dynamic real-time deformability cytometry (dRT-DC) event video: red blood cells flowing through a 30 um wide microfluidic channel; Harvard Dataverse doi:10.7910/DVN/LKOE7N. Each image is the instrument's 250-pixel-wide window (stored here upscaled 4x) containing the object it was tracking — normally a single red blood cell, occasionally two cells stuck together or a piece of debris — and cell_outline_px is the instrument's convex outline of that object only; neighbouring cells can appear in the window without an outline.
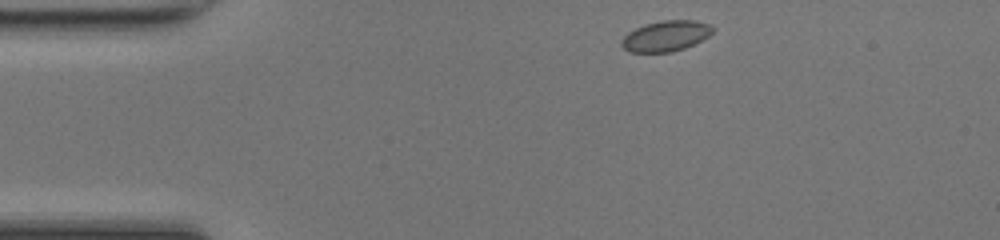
{"species": "common noctule bat (a hibernating species)", "species_latin": "Nyctalus noctula", "temperature_condition": "room temperature", "stored_images_in_passage": 41, "camera_frame_rate_fps": 3000, "um_per_image_px": 0.085, "animal": {"sex": "female", "body_mass_g": 17.0, "forearm_length_mm": 48.0}, "frame": {"image": 1, "passage_image": 1, "time_ms": 0.0, "image_size_px": [1000, 240], "cell_outline_px": [[716, 28], [708, 36], [684, 48], [672, 52], [628, 52], [620, 44], [620, 40], [628, 32], [644, 24], [664, 20], [696, 20], [708, 24]], "centroid_in_image_um": [56.57, 3.05], "position_along_channel_um": 28.4, "area_um2": 16.24}}
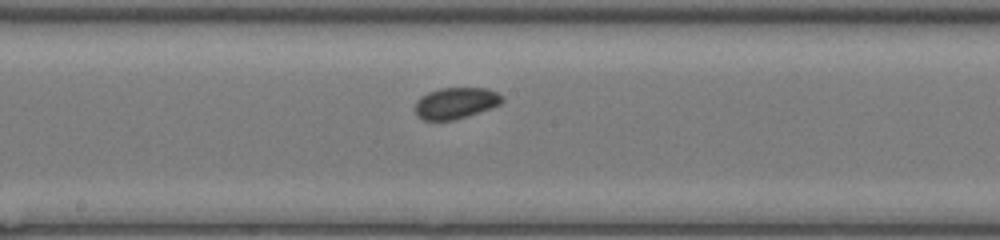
{"frame": {"image": 2, "passage_image": 18, "time_ms": 5.667, "image_size_px": [1000, 240], "cell_outline_px": [[504, 100], [500, 104], [452, 120], [424, 120], [416, 116], [416, 100], [420, 96], [428, 92], [440, 88], [488, 88], [496, 92]], "centroid_in_image_um": [38.68, 8.74], "position_along_channel_um": 209.5, "area_um2": 15.55}}
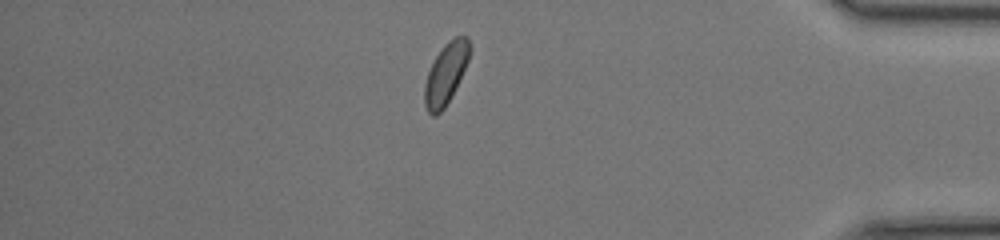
{"frame": {"image": 3, "passage_image": 34, "time_ms": 11.0, "image_size_px": [1000, 240], "cell_outline_px": [[472, 48], [468, 60], [444, 108], [436, 116], [432, 116], [428, 112], [424, 104], [424, 84], [428, 72], [436, 56], [444, 44], [448, 40], [456, 36], [468, 36]], "centroid_in_image_um": [37.88, 6.22], "position_along_channel_um": 397.3, "area_um2": 15.78}}